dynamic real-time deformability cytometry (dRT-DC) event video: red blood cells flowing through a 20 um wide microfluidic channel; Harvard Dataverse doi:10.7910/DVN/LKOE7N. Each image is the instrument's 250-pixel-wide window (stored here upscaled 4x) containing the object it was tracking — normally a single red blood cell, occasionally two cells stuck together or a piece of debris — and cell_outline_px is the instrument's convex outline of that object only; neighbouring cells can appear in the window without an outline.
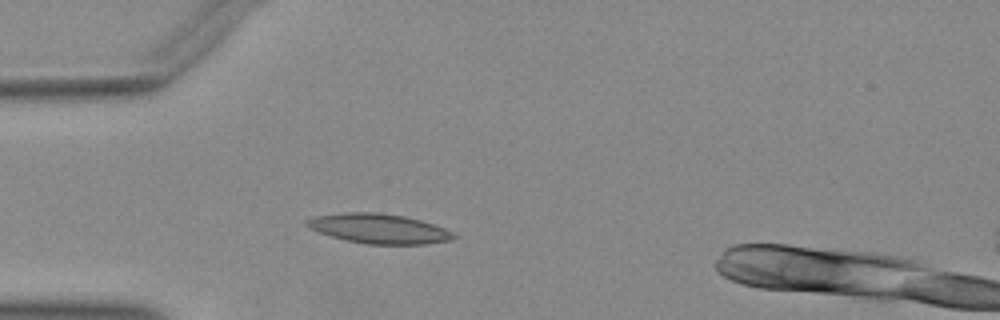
{"species": "Egyptian fruit bat (a non-hibernating species)", "species_latin": "Rousettus aegyptiacus", "temperature_condition": "warm", "stored_images_in_passage": 35, "camera_frame_rate_fps": 3000, "um_per_image_px": 0.085, "animal": {"sex": "female"}, "frame": {"image": 1, "passage_image": 1, "time_ms": 0.0, "image_size_px": [1000, 320], "cell_outline_px": [[456, 236], [452, 240], [424, 244], [368, 244], [348, 240], [332, 236], [308, 228], [304, 224], [304, 220], [316, 216], [344, 212], [376, 212], [404, 216], [420, 220], [444, 228], [452, 232]], "centroid_in_image_um": [32.18, 19.42], "position_along_channel_um": 52.8, "area_um2": 25.2}}
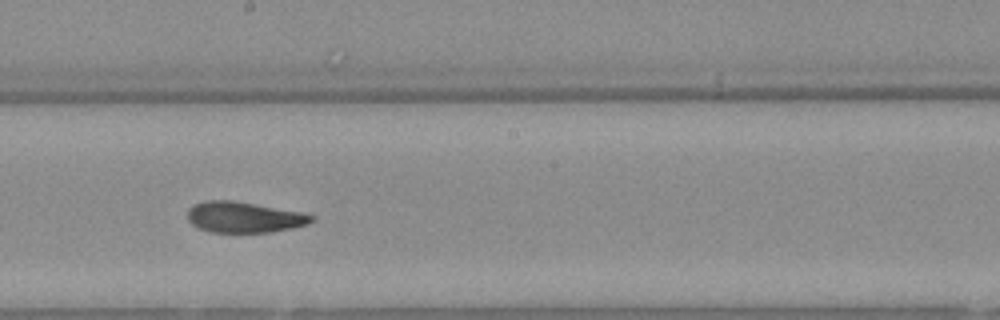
{"frame": {"image": 2, "passage_image": 15, "time_ms": 4.667, "image_size_px": [1000, 320], "cell_outline_px": [[312, 220], [308, 224], [292, 228], [272, 232], [212, 232], [196, 228], [188, 220], [188, 208], [192, 204], [208, 200], [232, 200], [256, 204], [300, 212], [312, 216]], "centroid_in_image_um": [20.68, 18.46], "position_along_channel_um": 227.5, "area_um2": 22.2}}
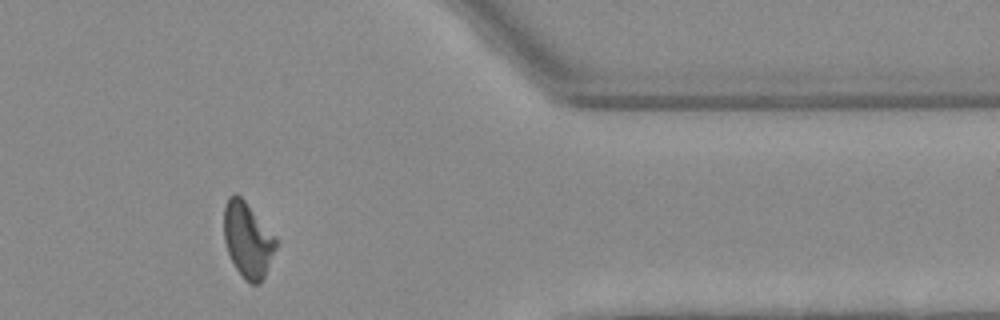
{"frame": {"image": 3, "passage_image": 29, "time_ms": 9.333, "image_size_px": [1000, 320], "cell_outline_px": [[276, 248], [264, 276], [260, 284], [252, 284], [244, 280], [236, 268], [228, 252], [224, 240], [224, 204], [228, 196], [232, 192], [236, 192], [244, 200], [276, 236]], "centroid_in_image_um": [21.04, 20.36], "position_along_channel_um": 390.4, "area_um2": 22.83}}